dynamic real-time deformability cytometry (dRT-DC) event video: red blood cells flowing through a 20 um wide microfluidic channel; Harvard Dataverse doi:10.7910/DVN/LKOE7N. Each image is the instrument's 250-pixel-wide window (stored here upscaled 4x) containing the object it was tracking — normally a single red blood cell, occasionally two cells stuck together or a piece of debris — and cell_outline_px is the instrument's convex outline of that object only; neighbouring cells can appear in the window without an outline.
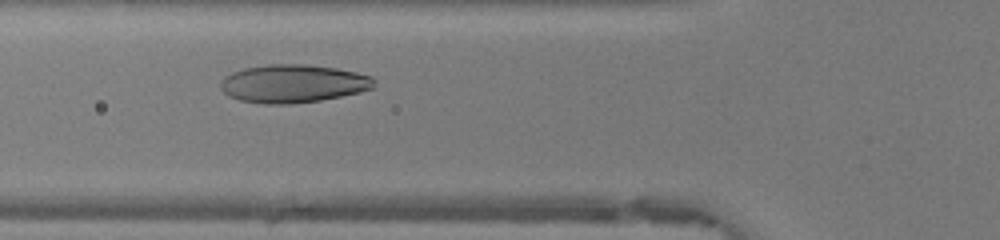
{"species": "human", "species_latin": "Homo sapiens", "temperature_condition": "warm", "stored_images_in_passage": 30, "camera_frame_rate_fps": 3000, "um_per_image_px": 0.085, "donor": {"sex": "female"}, "frame": {"image": 1, "passage_image": 9, "time_ms": 2.667, "image_size_px": [1000, 240], "cell_outline_px": [[376, 88], [360, 92], [320, 100], [288, 104], [264, 104], [240, 100], [228, 96], [220, 88], [220, 80], [224, 76], [232, 72], [244, 68], [272, 64], [304, 64], [336, 68], [356, 72], [372, 76], [376, 80]], "centroid_in_image_um": [24.93, 7.1], "position_along_channel_um": 100.9, "area_um2": 34.33}}
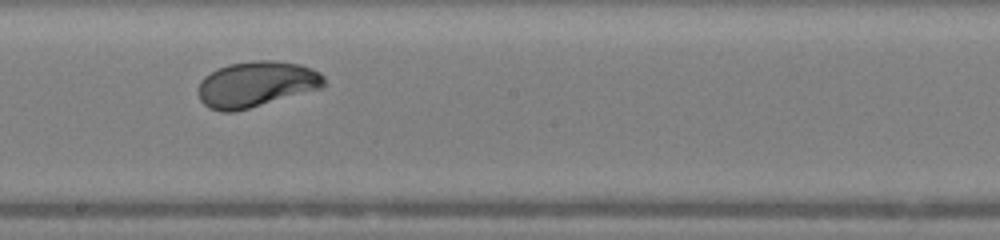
{"frame": {"image": 2, "passage_image": 18, "time_ms": 5.667, "image_size_px": [1000, 240], "cell_outline_px": [[328, 84], [324, 88], [236, 112], [220, 112], [208, 108], [200, 100], [200, 80], [204, 76], [216, 68], [228, 64], [252, 60], [276, 60], [300, 64], [312, 68], [320, 72], [324, 76]], "centroid_in_image_um": [21.83, 7.16], "position_along_channel_um": 226.4, "area_um2": 34.22}}
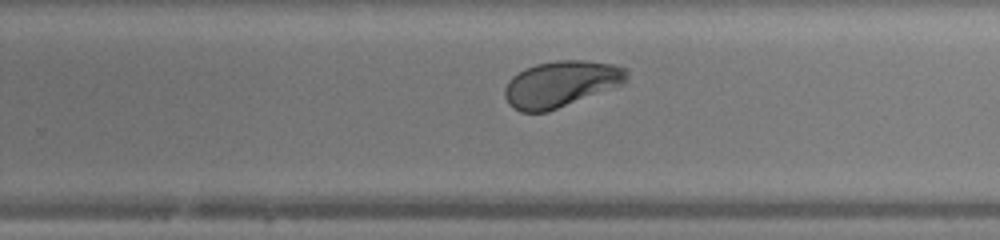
{"frame": {"image": 3, "passage_image": 22, "time_ms": 7.0, "image_size_px": [1000, 240], "cell_outline_px": [[628, 76], [624, 84], [548, 112], [520, 112], [508, 104], [504, 96], [504, 88], [508, 80], [512, 76], [524, 68], [536, 64], [556, 60], [584, 60], [616, 64], [628, 68]], "centroid_in_image_um": [47.68, 7.13], "position_along_channel_um": 282.1, "area_um2": 33.23}, "authors_computed_cell_mechanics": {"area_um2": 33.4662, "velocity_mm_per_s": 4.1899, "shape_relaxation_time_tau1_ms": 3.8895, "shape_relaxation_time_tau2_ms": null, "deformation_change_tau1": 0.1965, "deformation_change_tau2": null}}